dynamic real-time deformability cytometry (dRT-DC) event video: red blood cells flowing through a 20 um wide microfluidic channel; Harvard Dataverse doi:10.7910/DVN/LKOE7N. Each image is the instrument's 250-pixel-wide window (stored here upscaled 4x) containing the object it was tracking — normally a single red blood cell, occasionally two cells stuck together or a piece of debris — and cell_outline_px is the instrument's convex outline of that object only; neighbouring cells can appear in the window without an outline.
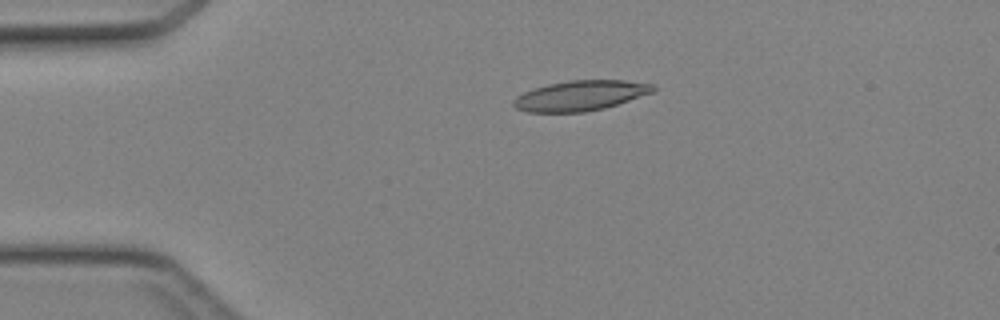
{"species": "Egyptian fruit bat (a non-hibernating species)", "species_latin": "Rousettus aegyptiacus", "temperature_condition": "cold", "stored_images_in_passage": 32, "camera_frame_rate_fps": 3000, "um_per_image_px": 0.085, "animal": {"sex": "female"}, "frame": {"image": 1, "passage_image": 1, "time_ms": 0.0, "image_size_px": [1000, 320], "cell_outline_px": [[656, 92], [604, 108], [584, 112], [528, 112], [516, 108], [512, 104], [512, 100], [516, 96], [524, 92], [548, 84], [568, 80], [624, 80], [652, 84], [656, 88]], "centroid_in_image_um": [49.35, 8.12], "position_along_channel_um": 35.6, "area_um2": 24.57}}
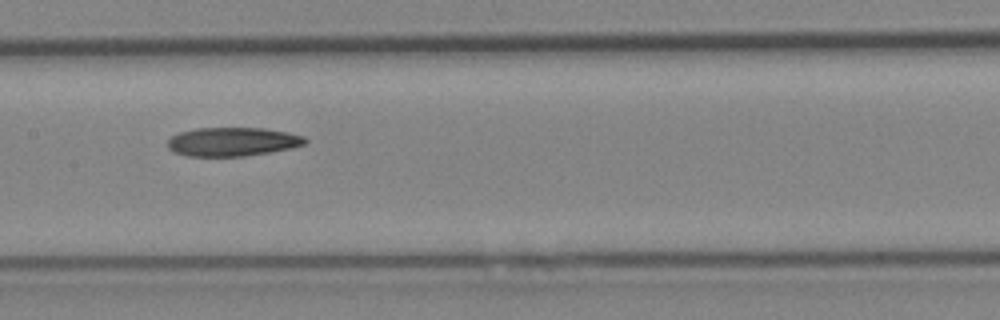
{"frame": {"image": 2, "passage_image": 14, "time_ms": 4.333, "image_size_px": [1000, 320], "cell_outline_px": [[308, 140], [304, 144], [292, 148], [244, 156], [188, 156], [176, 152], [168, 148], [168, 140], [172, 136], [180, 132], [196, 128], [264, 128], [288, 132], [304, 136]], "centroid_in_image_um": [19.78, 12.04], "position_along_channel_um": 187.6, "area_um2": 22.95}}
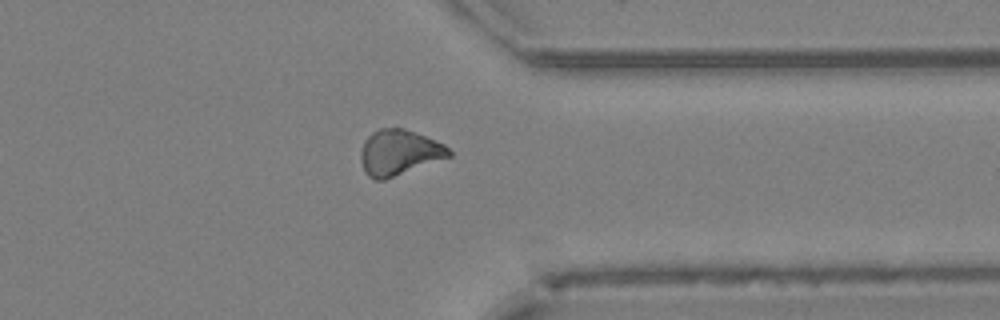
{"frame": {"image": 3, "passage_image": 27, "time_ms": 8.667, "image_size_px": [1000, 320], "cell_outline_px": [[452, 156], [384, 180], [376, 180], [368, 176], [364, 172], [360, 160], [360, 152], [364, 140], [372, 132], [380, 128], [404, 128], [444, 144], [452, 152]], "centroid_in_image_um": [33.89, 12.97], "position_along_channel_um": 377.5, "area_um2": 23.41}}